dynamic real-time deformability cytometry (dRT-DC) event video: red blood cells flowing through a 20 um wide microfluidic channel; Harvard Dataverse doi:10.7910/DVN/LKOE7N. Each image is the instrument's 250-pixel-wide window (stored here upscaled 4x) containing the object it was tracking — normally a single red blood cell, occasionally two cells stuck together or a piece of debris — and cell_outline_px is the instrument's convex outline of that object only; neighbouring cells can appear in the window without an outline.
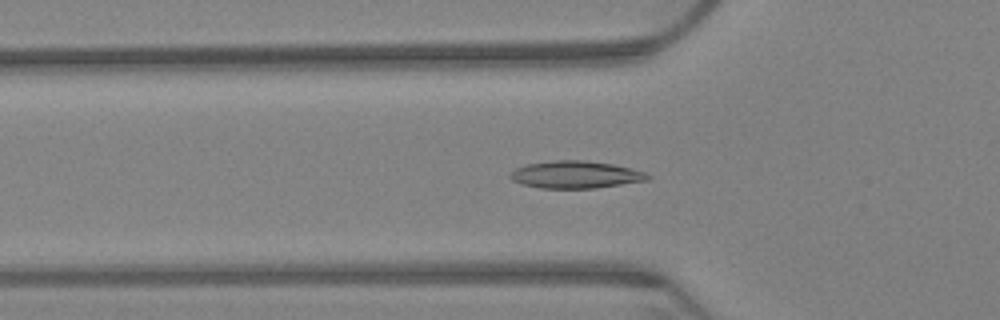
{"species": "Egyptian fruit bat (a non-hibernating species)", "species_latin": "Rousettus aegyptiacus", "temperature_condition": "warm", "stored_images_in_passage": 46, "camera_frame_rate_fps": 3000, "um_per_image_px": 0.085, "animal": {"sex": "female"}, "frame": {"image": 1, "passage_image": 3, "time_ms": 0.667, "image_size_px": [1000, 320], "cell_outline_px": [[652, 176], [648, 180], [596, 188], [540, 188], [524, 184], [512, 180], [508, 176], [516, 168], [528, 164], [556, 160], [584, 160], [612, 164], [632, 168], [644, 172]], "centroid_in_image_um": [48.95, 14.84], "position_along_channel_um": 76.8, "area_um2": 21.73}}
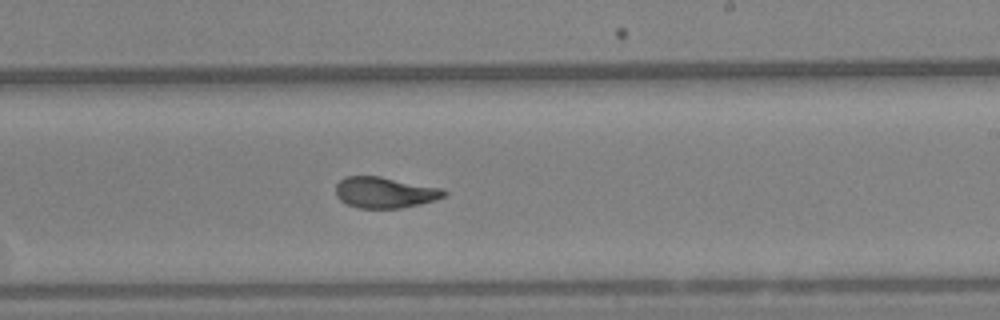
{"frame": {"image": 2, "passage_image": 20, "time_ms": 6.333, "image_size_px": [1000, 320], "cell_outline_px": [[448, 192], [444, 196], [436, 200], [420, 204], [400, 208], [356, 208], [340, 200], [336, 196], [336, 184], [344, 176], [380, 176], [444, 188]], "centroid_in_image_um": [32.72, 16.35], "position_along_channel_um": 256.3, "area_um2": 19.77}}
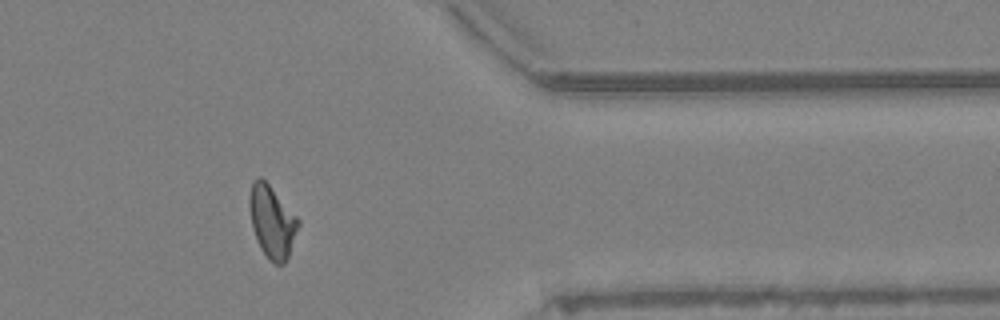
{"frame": {"image": 3, "passage_image": 34, "time_ms": 11.0, "image_size_px": [1000, 320], "cell_outline_px": [[300, 224], [288, 256], [284, 264], [272, 264], [268, 260], [260, 248], [252, 228], [248, 204], [248, 200], [252, 184], [260, 176], [268, 184], [300, 220]], "centroid_in_image_um": [23.11, 18.88], "position_along_channel_um": 388.3, "area_um2": 20.4}, "authors_computed_cell_mechanics": {"area_um2": 19.9699, "velocity_mm_per_s": 3.1741, "shape_relaxation_time_tau1_ms": 7.337, "shape_relaxation_time_tau2_ms": 1.3842, "deformation_change_tau1": 0.2034, "deformation_change_tau2": 0.0726}}